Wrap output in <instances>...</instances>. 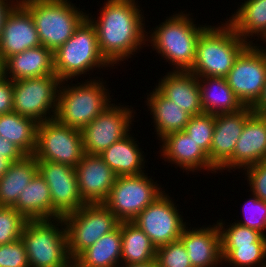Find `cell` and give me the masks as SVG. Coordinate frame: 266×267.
Listing matches in <instances>:
<instances>
[{
    "label": "cell",
    "mask_w": 266,
    "mask_h": 267,
    "mask_svg": "<svg viewBox=\"0 0 266 267\" xmlns=\"http://www.w3.org/2000/svg\"><path fill=\"white\" fill-rule=\"evenodd\" d=\"M203 113H234L245 106L229 87L226 78L198 77Z\"/></svg>",
    "instance_id": "27"
},
{
    "label": "cell",
    "mask_w": 266,
    "mask_h": 267,
    "mask_svg": "<svg viewBox=\"0 0 266 267\" xmlns=\"http://www.w3.org/2000/svg\"><path fill=\"white\" fill-rule=\"evenodd\" d=\"M3 64L4 76L12 81L55 74L54 52L42 45L7 57Z\"/></svg>",
    "instance_id": "23"
},
{
    "label": "cell",
    "mask_w": 266,
    "mask_h": 267,
    "mask_svg": "<svg viewBox=\"0 0 266 267\" xmlns=\"http://www.w3.org/2000/svg\"><path fill=\"white\" fill-rule=\"evenodd\" d=\"M0 154L11 163L22 160L26 154L14 143L5 140L0 136Z\"/></svg>",
    "instance_id": "42"
},
{
    "label": "cell",
    "mask_w": 266,
    "mask_h": 267,
    "mask_svg": "<svg viewBox=\"0 0 266 267\" xmlns=\"http://www.w3.org/2000/svg\"><path fill=\"white\" fill-rule=\"evenodd\" d=\"M38 122L16 112L0 115V136L14 143L26 155H34Z\"/></svg>",
    "instance_id": "31"
},
{
    "label": "cell",
    "mask_w": 266,
    "mask_h": 267,
    "mask_svg": "<svg viewBox=\"0 0 266 267\" xmlns=\"http://www.w3.org/2000/svg\"><path fill=\"white\" fill-rule=\"evenodd\" d=\"M60 83L56 74L13 81V112L38 123L55 118Z\"/></svg>",
    "instance_id": "9"
},
{
    "label": "cell",
    "mask_w": 266,
    "mask_h": 267,
    "mask_svg": "<svg viewBox=\"0 0 266 267\" xmlns=\"http://www.w3.org/2000/svg\"><path fill=\"white\" fill-rule=\"evenodd\" d=\"M21 239L30 267H64L72 260L63 217L28 220Z\"/></svg>",
    "instance_id": "7"
},
{
    "label": "cell",
    "mask_w": 266,
    "mask_h": 267,
    "mask_svg": "<svg viewBox=\"0 0 266 267\" xmlns=\"http://www.w3.org/2000/svg\"><path fill=\"white\" fill-rule=\"evenodd\" d=\"M266 159V114L252 112L237 140L233 156L218 170L246 169ZM222 170V171H221Z\"/></svg>",
    "instance_id": "16"
},
{
    "label": "cell",
    "mask_w": 266,
    "mask_h": 267,
    "mask_svg": "<svg viewBox=\"0 0 266 267\" xmlns=\"http://www.w3.org/2000/svg\"><path fill=\"white\" fill-rule=\"evenodd\" d=\"M150 93V94H149ZM147 94L146 105L155 126L157 139L166 135L184 131L191 117L185 110L179 108L172 100L163 96L156 88Z\"/></svg>",
    "instance_id": "26"
},
{
    "label": "cell",
    "mask_w": 266,
    "mask_h": 267,
    "mask_svg": "<svg viewBox=\"0 0 266 267\" xmlns=\"http://www.w3.org/2000/svg\"><path fill=\"white\" fill-rule=\"evenodd\" d=\"M18 1L19 0H0V37H1V30L3 27L4 19H5L6 15L8 14V12L12 9V7Z\"/></svg>",
    "instance_id": "43"
},
{
    "label": "cell",
    "mask_w": 266,
    "mask_h": 267,
    "mask_svg": "<svg viewBox=\"0 0 266 267\" xmlns=\"http://www.w3.org/2000/svg\"><path fill=\"white\" fill-rule=\"evenodd\" d=\"M75 172L80 195L86 204L103 203L118 177L99 155L85 154Z\"/></svg>",
    "instance_id": "18"
},
{
    "label": "cell",
    "mask_w": 266,
    "mask_h": 267,
    "mask_svg": "<svg viewBox=\"0 0 266 267\" xmlns=\"http://www.w3.org/2000/svg\"><path fill=\"white\" fill-rule=\"evenodd\" d=\"M118 105L111 103L80 130L85 154L100 155L113 143L130 133L136 112L132 106L128 108L129 105L124 106L120 103Z\"/></svg>",
    "instance_id": "13"
},
{
    "label": "cell",
    "mask_w": 266,
    "mask_h": 267,
    "mask_svg": "<svg viewBox=\"0 0 266 267\" xmlns=\"http://www.w3.org/2000/svg\"><path fill=\"white\" fill-rule=\"evenodd\" d=\"M27 221L15 208L0 206V245L20 239Z\"/></svg>",
    "instance_id": "35"
},
{
    "label": "cell",
    "mask_w": 266,
    "mask_h": 267,
    "mask_svg": "<svg viewBox=\"0 0 266 267\" xmlns=\"http://www.w3.org/2000/svg\"><path fill=\"white\" fill-rule=\"evenodd\" d=\"M38 172L51 192L53 208L63 217L86 204L79 192L75 168L69 165L37 160Z\"/></svg>",
    "instance_id": "15"
},
{
    "label": "cell",
    "mask_w": 266,
    "mask_h": 267,
    "mask_svg": "<svg viewBox=\"0 0 266 267\" xmlns=\"http://www.w3.org/2000/svg\"><path fill=\"white\" fill-rule=\"evenodd\" d=\"M190 15L187 12L185 14L184 11L178 14L176 12L155 26V30H150L149 33L147 31L146 45L149 46L148 43H150L153 51L156 50L157 54L165 58L163 60L173 66L172 71H189L192 68L198 38L209 26L194 24L195 20Z\"/></svg>",
    "instance_id": "2"
},
{
    "label": "cell",
    "mask_w": 266,
    "mask_h": 267,
    "mask_svg": "<svg viewBox=\"0 0 266 267\" xmlns=\"http://www.w3.org/2000/svg\"><path fill=\"white\" fill-rule=\"evenodd\" d=\"M64 267H82L76 260H71L66 266Z\"/></svg>",
    "instance_id": "47"
},
{
    "label": "cell",
    "mask_w": 266,
    "mask_h": 267,
    "mask_svg": "<svg viewBox=\"0 0 266 267\" xmlns=\"http://www.w3.org/2000/svg\"><path fill=\"white\" fill-rule=\"evenodd\" d=\"M13 81L0 78V115L13 112Z\"/></svg>",
    "instance_id": "41"
},
{
    "label": "cell",
    "mask_w": 266,
    "mask_h": 267,
    "mask_svg": "<svg viewBox=\"0 0 266 267\" xmlns=\"http://www.w3.org/2000/svg\"><path fill=\"white\" fill-rule=\"evenodd\" d=\"M63 219L72 260L103 235L115 230L121 222L103 203L84 204L77 211L64 215Z\"/></svg>",
    "instance_id": "8"
},
{
    "label": "cell",
    "mask_w": 266,
    "mask_h": 267,
    "mask_svg": "<svg viewBox=\"0 0 266 267\" xmlns=\"http://www.w3.org/2000/svg\"><path fill=\"white\" fill-rule=\"evenodd\" d=\"M132 135L127 134L99 155L117 176L139 175L145 172L146 156L136 143L137 138Z\"/></svg>",
    "instance_id": "24"
},
{
    "label": "cell",
    "mask_w": 266,
    "mask_h": 267,
    "mask_svg": "<svg viewBox=\"0 0 266 267\" xmlns=\"http://www.w3.org/2000/svg\"><path fill=\"white\" fill-rule=\"evenodd\" d=\"M31 13L42 46L53 52L62 46L87 17L70 0H19Z\"/></svg>",
    "instance_id": "6"
},
{
    "label": "cell",
    "mask_w": 266,
    "mask_h": 267,
    "mask_svg": "<svg viewBox=\"0 0 266 267\" xmlns=\"http://www.w3.org/2000/svg\"><path fill=\"white\" fill-rule=\"evenodd\" d=\"M13 208L27 220L62 217L53 208L49 186L39 172L19 194L18 200Z\"/></svg>",
    "instance_id": "25"
},
{
    "label": "cell",
    "mask_w": 266,
    "mask_h": 267,
    "mask_svg": "<svg viewBox=\"0 0 266 267\" xmlns=\"http://www.w3.org/2000/svg\"><path fill=\"white\" fill-rule=\"evenodd\" d=\"M209 25L196 44L195 62L189 72L197 77L226 78L239 54L249 45L225 20Z\"/></svg>",
    "instance_id": "3"
},
{
    "label": "cell",
    "mask_w": 266,
    "mask_h": 267,
    "mask_svg": "<svg viewBox=\"0 0 266 267\" xmlns=\"http://www.w3.org/2000/svg\"><path fill=\"white\" fill-rule=\"evenodd\" d=\"M10 164H11V162L8 159L1 156V154H0V178L8 170Z\"/></svg>",
    "instance_id": "46"
},
{
    "label": "cell",
    "mask_w": 266,
    "mask_h": 267,
    "mask_svg": "<svg viewBox=\"0 0 266 267\" xmlns=\"http://www.w3.org/2000/svg\"><path fill=\"white\" fill-rule=\"evenodd\" d=\"M121 264L147 263L156 260V246L132 221H121Z\"/></svg>",
    "instance_id": "32"
},
{
    "label": "cell",
    "mask_w": 266,
    "mask_h": 267,
    "mask_svg": "<svg viewBox=\"0 0 266 267\" xmlns=\"http://www.w3.org/2000/svg\"><path fill=\"white\" fill-rule=\"evenodd\" d=\"M158 267H193L181 240L157 247Z\"/></svg>",
    "instance_id": "38"
},
{
    "label": "cell",
    "mask_w": 266,
    "mask_h": 267,
    "mask_svg": "<svg viewBox=\"0 0 266 267\" xmlns=\"http://www.w3.org/2000/svg\"><path fill=\"white\" fill-rule=\"evenodd\" d=\"M212 226H185L183 229L180 240L193 267H217L223 264L220 230L217 223Z\"/></svg>",
    "instance_id": "21"
},
{
    "label": "cell",
    "mask_w": 266,
    "mask_h": 267,
    "mask_svg": "<svg viewBox=\"0 0 266 267\" xmlns=\"http://www.w3.org/2000/svg\"><path fill=\"white\" fill-rule=\"evenodd\" d=\"M3 76H4V64H3L2 57L0 55V78H2Z\"/></svg>",
    "instance_id": "48"
},
{
    "label": "cell",
    "mask_w": 266,
    "mask_h": 267,
    "mask_svg": "<svg viewBox=\"0 0 266 267\" xmlns=\"http://www.w3.org/2000/svg\"><path fill=\"white\" fill-rule=\"evenodd\" d=\"M239 6L229 19L226 18L227 22L247 43L255 44L254 40H251L254 36L261 38L264 43L266 41V0H245Z\"/></svg>",
    "instance_id": "28"
},
{
    "label": "cell",
    "mask_w": 266,
    "mask_h": 267,
    "mask_svg": "<svg viewBox=\"0 0 266 267\" xmlns=\"http://www.w3.org/2000/svg\"><path fill=\"white\" fill-rule=\"evenodd\" d=\"M103 67L113 68L103 57L95 27L86 17L73 35L54 51L55 74L61 81L72 82L74 79L78 80V76L81 77L82 74L87 75V72Z\"/></svg>",
    "instance_id": "5"
},
{
    "label": "cell",
    "mask_w": 266,
    "mask_h": 267,
    "mask_svg": "<svg viewBox=\"0 0 266 267\" xmlns=\"http://www.w3.org/2000/svg\"><path fill=\"white\" fill-rule=\"evenodd\" d=\"M249 44L226 76L229 87L244 106H253L266 82V47Z\"/></svg>",
    "instance_id": "12"
},
{
    "label": "cell",
    "mask_w": 266,
    "mask_h": 267,
    "mask_svg": "<svg viewBox=\"0 0 266 267\" xmlns=\"http://www.w3.org/2000/svg\"><path fill=\"white\" fill-rule=\"evenodd\" d=\"M251 195L250 199L245 201L241 207L244 220H237L236 223L255 229L266 236V201L259 199L254 194Z\"/></svg>",
    "instance_id": "37"
},
{
    "label": "cell",
    "mask_w": 266,
    "mask_h": 267,
    "mask_svg": "<svg viewBox=\"0 0 266 267\" xmlns=\"http://www.w3.org/2000/svg\"><path fill=\"white\" fill-rule=\"evenodd\" d=\"M0 267H30L22 239L0 245Z\"/></svg>",
    "instance_id": "39"
},
{
    "label": "cell",
    "mask_w": 266,
    "mask_h": 267,
    "mask_svg": "<svg viewBox=\"0 0 266 267\" xmlns=\"http://www.w3.org/2000/svg\"><path fill=\"white\" fill-rule=\"evenodd\" d=\"M252 112L251 106H245L238 112L215 115V127L208 158L217 170L233 156L237 140Z\"/></svg>",
    "instance_id": "19"
},
{
    "label": "cell",
    "mask_w": 266,
    "mask_h": 267,
    "mask_svg": "<svg viewBox=\"0 0 266 267\" xmlns=\"http://www.w3.org/2000/svg\"><path fill=\"white\" fill-rule=\"evenodd\" d=\"M31 13L18 1L6 15L0 37V55L7 57L40 46Z\"/></svg>",
    "instance_id": "17"
},
{
    "label": "cell",
    "mask_w": 266,
    "mask_h": 267,
    "mask_svg": "<svg viewBox=\"0 0 266 267\" xmlns=\"http://www.w3.org/2000/svg\"><path fill=\"white\" fill-rule=\"evenodd\" d=\"M85 155L81 131L60 123L56 118L40 122L34 157L76 167Z\"/></svg>",
    "instance_id": "11"
},
{
    "label": "cell",
    "mask_w": 266,
    "mask_h": 267,
    "mask_svg": "<svg viewBox=\"0 0 266 267\" xmlns=\"http://www.w3.org/2000/svg\"><path fill=\"white\" fill-rule=\"evenodd\" d=\"M160 158L186 172L207 170L215 174L217 169L210 163L208 155L184 131L173 132L161 140ZM172 162V163H171ZM213 171V172H212Z\"/></svg>",
    "instance_id": "20"
},
{
    "label": "cell",
    "mask_w": 266,
    "mask_h": 267,
    "mask_svg": "<svg viewBox=\"0 0 266 267\" xmlns=\"http://www.w3.org/2000/svg\"><path fill=\"white\" fill-rule=\"evenodd\" d=\"M214 127L215 115L201 113L190 117L184 132L192 138L200 149L209 155Z\"/></svg>",
    "instance_id": "34"
},
{
    "label": "cell",
    "mask_w": 266,
    "mask_h": 267,
    "mask_svg": "<svg viewBox=\"0 0 266 267\" xmlns=\"http://www.w3.org/2000/svg\"><path fill=\"white\" fill-rule=\"evenodd\" d=\"M118 267H158L157 261L138 264H120Z\"/></svg>",
    "instance_id": "45"
},
{
    "label": "cell",
    "mask_w": 266,
    "mask_h": 267,
    "mask_svg": "<svg viewBox=\"0 0 266 267\" xmlns=\"http://www.w3.org/2000/svg\"><path fill=\"white\" fill-rule=\"evenodd\" d=\"M37 173V159L33 155H26L22 160L12 162L0 178V206L13 207L19 194Z\"/></svg>",
    "instance_id": "29"
},
{
    "label": "cell",
    "mask_w": 266,
    "mask_h": 267,
    "mask_svg": "<svg viewBox=\"0 0 266 267\" xmlns=\"http://www.w3.org/2000/svg\"><path fill=\"white\" fill-rule=\"evenodd\" d=\"M121 222L112 232L103 235L75 260L82 267H118L121 264Z\"/></svg>",
    "instance_id": "30"
},
{
    "label": "cell",
    "mask_w": 266,
    "mask_h": 267,
    "mask_svg": "<svg viewBox=\"0 0 266 267\" xmlns=\"http://www.w3.org/2000/svg\"><path fill=\"white\" fill-rule=\"evenodd\" d=\"M215 223L218 224L220 230L221 245H251L263 236L261 232L242 226L236 221L227 226H225V221L223 222L221 219Z\"/></svg>",
    "instance_id": "36"
},
{
    "label": "cell",
    "mask_w": 266,
    "mask_h": 267,
    "mask_svg": "<svg viewBox=\"0 0 266 267\" xmlns=\"http://www.w3.org/2000/svg\"><path fill=\"white\" fill-rule=\"evenodd\" d=\"M252 194L266 201V159L244 169Z\"/></svg>",
    "instance_id": "40"
},
{
    "label": "cell",
    "mask_w": 266,
    "mask_h": 267,
    "mask_svg": "<svg viewBox=\"0 0 266 267\" xmlns=\"http://www.w3.org/2000/svg\"><path fill=\"white\" fill-rule=\"evenodd\" d=\"M147 173L118 176L103 204L120 221H132L164 190Z\"/></svg>",
    "instance_id": "10"
},
{
    "label": "cell",
    "mask_w": 266,
    "mask_h": 267,
    "mask_svg": "<svg viewBox=\"0 0 266 267\" xmlns=\"http://www.w3.org/2000/svg\"><path fill=\"white\" fill-rule=\"evenodd\" d=\"M176 201L165 193L158 196L141 211L132 222L135 223L157 247L180 240V236L188 222L177 209Z\"/></svg>",
    "instance_id": "14"
},
{
    "label": "cell",
    "mask_w": 266,
    "mask_h": 267,
    "mask_svg": "<svg viewBox=\"0 0 266 267\" xmlns=\"http://www.w3.org/2000/svg\"><path fill=\"white\" fill-rule=\"evenodd\" d=\"M103 4L97 20L91 14L87 18L95 27L103 57L114 66L128 61L147 44L145 17L138 0H107Z\"/></svg>",
    "instance_id": "1"
},
{
    "label": "cell",
    "mask_w": 266,
    "mask_h": 267,
    "mask_svg": "<svg viewBox=\"0 0 266 267\" xmlns=\"http://www.w3.org/2000/svg\"><path fill=\"white\" fill-rule=\"evenodd\" d=\"M253 112L259 113V114H266V82L263 87L262 94L258 101L252 106Z\"/></svg>",
    "instance_id": "44"
},
{
    "label": "cell",
    "mask_w": 266,
    "mask_h": 267,
    "mask_svg": "<svg viewBox=\"0 0 266 267\" xmlns=\"http://www.w3.org/2000/svg\"><path fill=\"white\" fill-rule=\"evenodd\" d=\"M155 88L189 115L203 113L198 77L189 71H169Z\"/></svg>",
    "instance_id": "22"
},
{
    "label": "cell",
    "mask_w": 266,
    "mask_h": 267,
    "mask_svg": "<svg viewBox=\"0 0 266 267\" xmlns=\"http://www.w3.org/2000/svg\"><path fill=\"white\" fill-rule=\"evenodd\" d=\"M223 264L233 267H266V236L251 245H221Z\"/></svg>",
    "instance_id": "33"
},
{
    "label": "cell",
    "mask_w": 266,
    "mask_h": 267,
    "mask_svg": "<svg viewBox=\"0 0 266 267\" xmlns=\"http://www.w3.org/2000/svg\"><path fill=\"white\" fill-rule=\"evenodd\" d=\"M81 82L72 85L68 80L61 81L55 115L60 123L79 130L92 122L112 101L103 78Z\"/></svg>",
    "instance_id": "4"
}]
</instances>
